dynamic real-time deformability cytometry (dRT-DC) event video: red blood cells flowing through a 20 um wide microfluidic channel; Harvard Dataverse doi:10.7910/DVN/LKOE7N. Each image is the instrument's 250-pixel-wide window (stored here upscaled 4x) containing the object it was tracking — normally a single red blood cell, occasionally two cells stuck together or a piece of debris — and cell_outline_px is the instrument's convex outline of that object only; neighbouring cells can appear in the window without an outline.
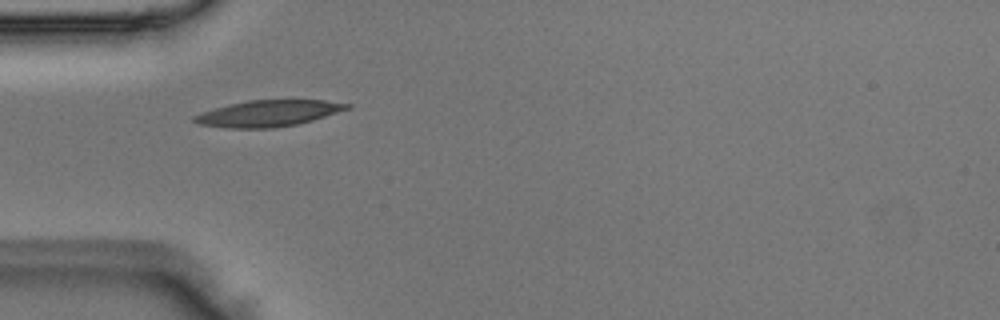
{"species": "Egyptian fruit bat (a non-hibernating species)", "species_latin": "Rousettus aegyptiacus", "temperature_condition": "room temperature", "stored_images_in_passage": 37, "camera_frame_rate_fps": 3000, "um_per_image_px": 0.085, "animal": {"sex": "male"}, "frame": {"image": 1, "passage_image": 1, "time_ms": 0.0, "image_size_px": [1000, 320], "cell_outline_px": [[352, 108], [312, 120], [296, 124], [272, 128], [228, 128], [200, 124], [192, 120], [192, 116], [200, 112], [248, 100], [324, 100], [352, 104]], "centroid_in_image_um": [22.82, 9.63], "position_along_channel_um": 62.2, "area_um2": 23.24}}
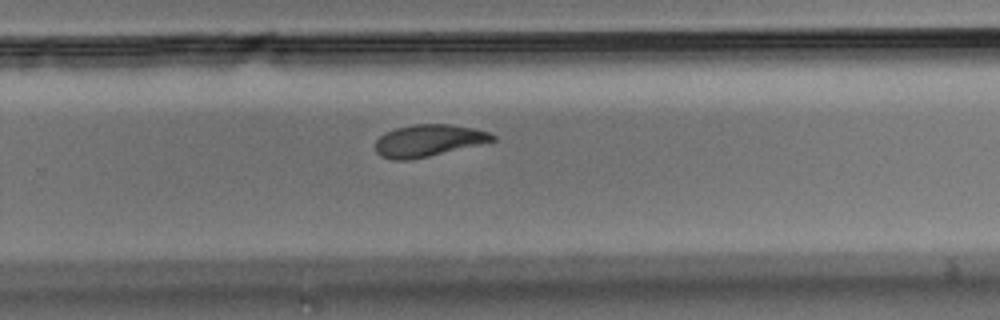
{"frame": {"image": 2, "passage_image": 19, "time_ms": 6.0, "image_size_px": [1000, 320], "cell_outline_px": [[496, 140], [480, 144], [428, 156], [408, 160], [392, 160], [380, 156], [376, 152], [376, 140], [384, 132], [396, 128], [416, 124], [452, 124], [472, 128], [488, 132], [496, 136]], "centroid_in_image_um": [36.39, 11.94], "position_along_channel_um": 293.4, "area_um2": 21.68}}
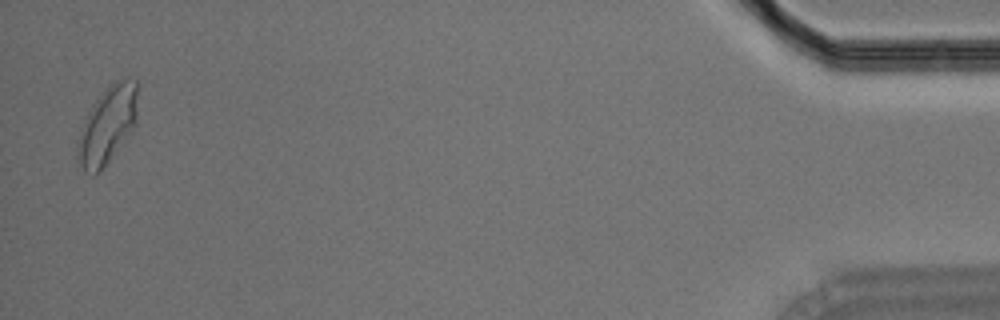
{"frame": {"image": 3, "passage_image": 36, "time_ms": 11.667, "image_size_px": [1000, 320], "cell_outline_px": [[140, 84], [136, 124], [100, 172], [92, 176], [84, 172], [76, 160], [76, 144], [80, 128], [88, 112], [96, 100], [116, 80], [128, 76], [136, 80]], "centroid_in_image_um": [9.14, 10.62], "position_along_channel_um": 426.1, "area_um2": 27.57}}